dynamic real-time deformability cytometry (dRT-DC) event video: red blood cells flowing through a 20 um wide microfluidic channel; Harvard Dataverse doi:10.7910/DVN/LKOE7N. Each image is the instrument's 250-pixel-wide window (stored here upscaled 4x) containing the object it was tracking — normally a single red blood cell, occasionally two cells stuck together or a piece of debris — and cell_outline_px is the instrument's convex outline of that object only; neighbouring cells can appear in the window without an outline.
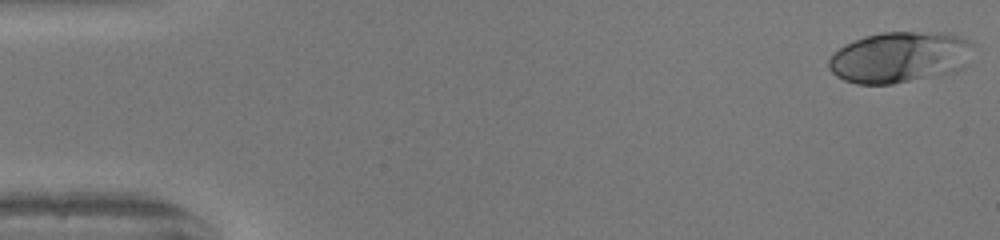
{"species": "human", "species_latin": "Homo sapiens", "temperature_condition": "warm", "stored_images_in_passage": 42, "camera_frame_rate_fps": 3000, "um_per_image_px": 0.085, "donor": {"sex": "female"}, "frame": {"image": 1, "passage_image": 1, "time_ms": 0.0, "image_size_px": [1000, 240], "cell_outline_px": [[972, 44], [968, 64], [964, 68], [956, 72], [892, 84], [856, 84], [844, 80], [836, 76], [828, 68], [828, 60], [832, 52], [864, 36], [880, 32], [940, 32], [960, 36], [968, 40]], "centroid_in_image_um": [76.48, 4.87], "position_along_channel_um": 8.5, "area_um2": 43.29}}
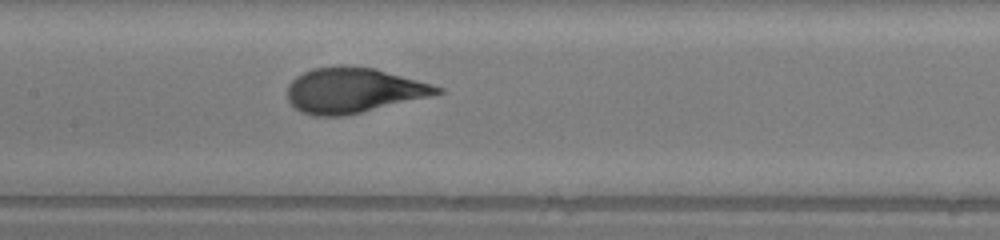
{"frame": {"image": 2, "passage_image": 24, "time_ms": 7.667, "image_size_px": [1000, 240], "cell_outline_px": [[444, 92], [428, 96], [344, 116], [316, 116], [300, 112], [288, 100], [288, 84], [296, 76], [312, 68], [340, 64], [376, 68], [432, 84], [444, 88]], "centroid_in_image_um": [30.0, 7.65], "position_along_channel_um": 177.4, "area_um2": 39.36}}
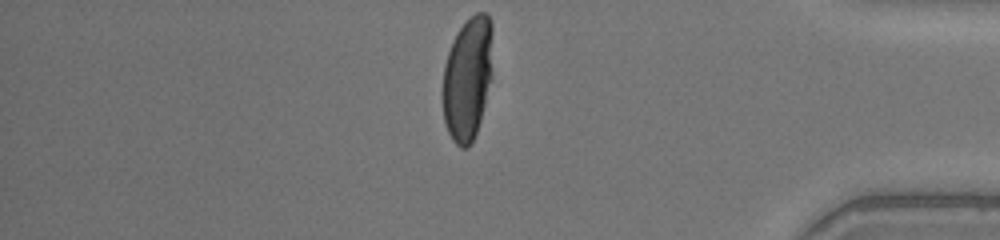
{"frame": {"image": 3, "passage_image": 42, "time_ms": 13.667, "image_size_px": [1000, 240], "cell_outline_px": [[492, 80], [480, 120], [476, 132], [468, 148], [460, 148], [452, 140], [448, 132], [444, 120], [440, 92], [444, 64], [452, 40], [456, 32], [476, 12], [484, 12], [488, 16], [492, 24]], "centroid_in_image_um": [39.72, 6.69], "position_along_channel_um": 395.5, "area_um2": 36.76}, "authors_computed_cell_mechanics": {"area_um2": 39.3618, "velocity_mm_per_s": 4.1547, "shape_relaxation_time_tau1_ms": 4.0487, "shape_relaxation_time_tau2_ms": null, "deformation_change_tau1": 0.2269, "deformation_change_tau2": null}}